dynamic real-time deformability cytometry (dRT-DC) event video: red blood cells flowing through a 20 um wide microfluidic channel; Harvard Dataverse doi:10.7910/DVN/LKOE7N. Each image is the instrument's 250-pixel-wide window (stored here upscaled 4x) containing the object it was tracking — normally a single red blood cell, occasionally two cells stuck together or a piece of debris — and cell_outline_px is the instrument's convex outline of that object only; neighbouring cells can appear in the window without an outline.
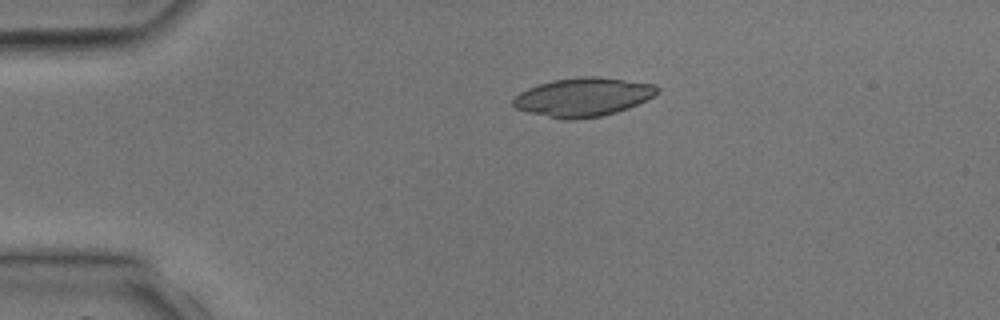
{"species": "common noctule bat (a hibernating species)", "species_latin": "Nyctalus noctula", "temperature_condition": "room temperature", "stored_images_in_passage": 5, "camera_frame_rate_fps": 3000, "um_per_image_px": 0.085, "animal": {"sex": "male", "body_mass_g": 17.9, "forearm_length_mm": 54.2}, "frame": {"image": 1, "passage_image": 3, "time_ms": 2.0, "image_size_px": [1000, 320], "cell_outline_px": [[660, 92], [628, 108], [616, 112], [600, 116], [576, 120], [560, 120], [528, 112], [516, 108], [512, 104], [512, 100], [520, 92], [528, 88], [552, 80], [580, 76], [596, 76], [656, 84], [660, 88]], "centroid_in_image_um": [49.55, 8.25], "position_along_channel_um": 35.4, "area_um2": 32.54}}